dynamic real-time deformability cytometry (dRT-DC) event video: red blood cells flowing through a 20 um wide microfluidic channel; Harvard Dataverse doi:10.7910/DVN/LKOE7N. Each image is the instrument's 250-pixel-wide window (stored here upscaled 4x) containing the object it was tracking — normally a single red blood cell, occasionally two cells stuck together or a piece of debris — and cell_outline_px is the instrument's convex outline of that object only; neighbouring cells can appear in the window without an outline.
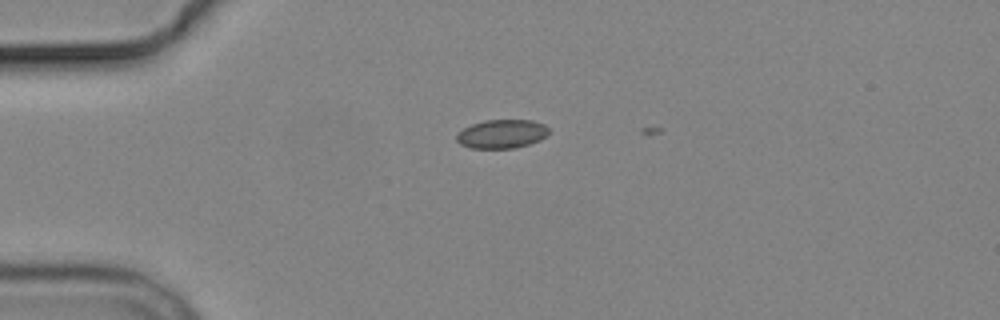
{"species": "common noctule bat (a hibernating species)", "species_latin": "Nyctalus noctula", "temperature_condition": "cold", "stored_images_in_passage": 5, "camera_frame_rate_fps": 3000, "um_per_image_px": 0.085, "animal": {"sex": "male", "body_mass_g": 19.2, "forearm_length_mm": 51.8}, "frame": {"image": 1, "passage_image": 1, "time_ms": 0.0, "image_size_px": [1000, 320], "cell_outline_px": [[548, 132], [540, 140], [528, 144], [512, 148], [472, 148], [460, 144], [456, 140], [456, 136], [464, 128], [472, 124], [484, 120], [532, 120], [544, 124], [548, 128]], "centroid_in_image_um": [42.64, 11.38], "position_along_channel_um": 42.4, "area_um2": 15.26}}
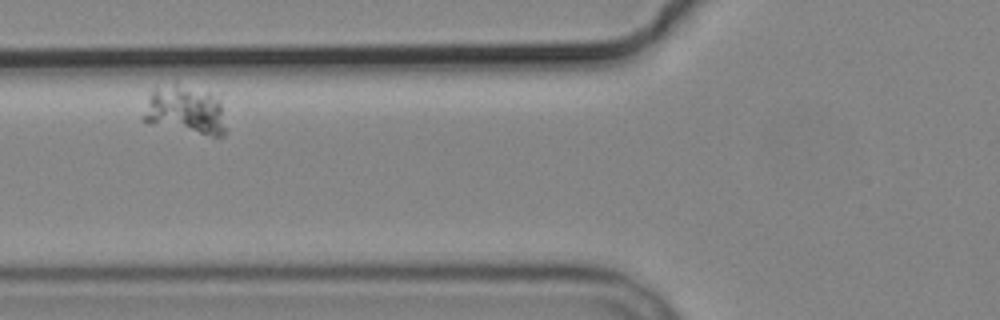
{"frame": {"image": 2, "passage_image": 4, "time_ms": 4.667, "image_size_px": [1000, 320], "cell_outline_px": [[228, 132], [224, 136], [212, 136], [148, 124], [140, 120], [140, 116], [152, 88], [176, 80], [208, 92], [220, 100], [228, 128]], "centroid_in_image_um": [15.72, 9.33], "position_along_channel_um": 110.1, "area_um2": 24.62}}
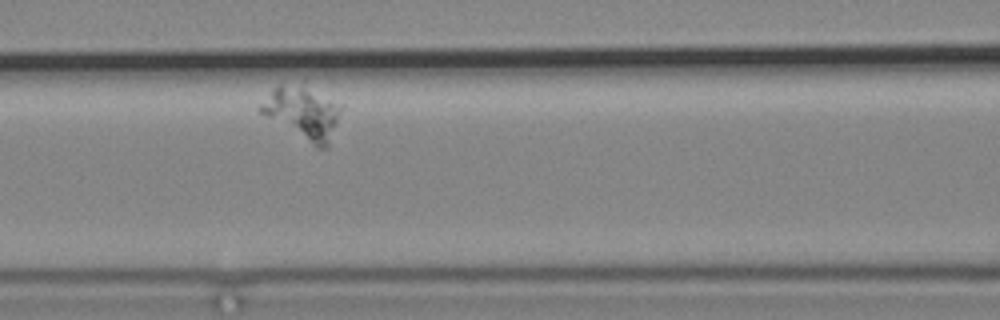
{"frame": {"image": 3, "passage_image": 5, "time_ms": 5.667, "image_size_px": [1000, 320], "cell_outline_px": [[340, 108], [328, 148], [316, 148], [260, 112], [256, 108], [280, 84], [304, 80], [340, 104]], "centroid_in_image_um": [25.74, 9.51], "position_along_channel_um": 140.9, "area_um2": 24.91}}